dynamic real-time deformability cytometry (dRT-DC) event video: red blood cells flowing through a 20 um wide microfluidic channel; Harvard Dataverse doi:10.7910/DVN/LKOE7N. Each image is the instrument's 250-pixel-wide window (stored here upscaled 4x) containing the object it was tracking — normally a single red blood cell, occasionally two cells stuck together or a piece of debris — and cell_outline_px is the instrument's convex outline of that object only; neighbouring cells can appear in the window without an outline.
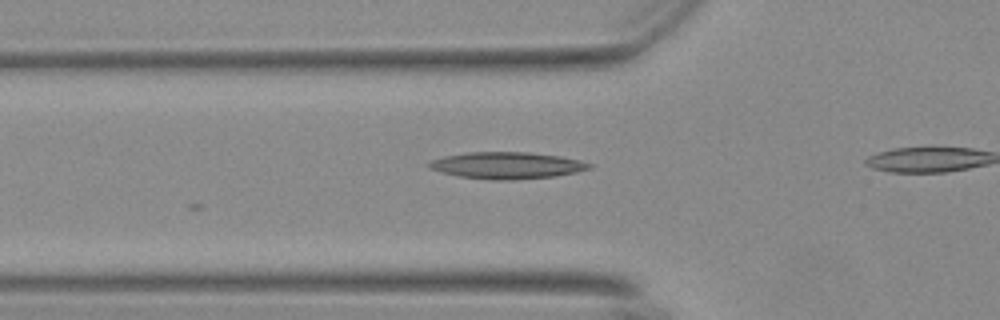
{"species": "Egyptian fruit bat (a non-hibernating species)", "species_latin": "Rousettus aegyptiacus", "temperature_condition": "warm", "stored_images_in_passage": 9, "camera_frame_rate_fps": 3000, "um_per_image_px": 0.085, "animal": {"sex": "female"}, "frame": {"image": 1, "passage_image": 3, "time_ms": 0.667, "image_size_px": [1000, 320], "cell_outline_px": [[592, 168], [576, 172], [552, 176], [508, 180], [492, 180], [456, 176], [428, 168], [428, 164], [432, 160], [444, 156], [468, 152], [528, 152], [560, 156], [580, 160], [592, 164]], "centroid_in_image_um": [43.07, 14.05], "position_along_channel_um": 82.7, "area_um2": 24.85}}
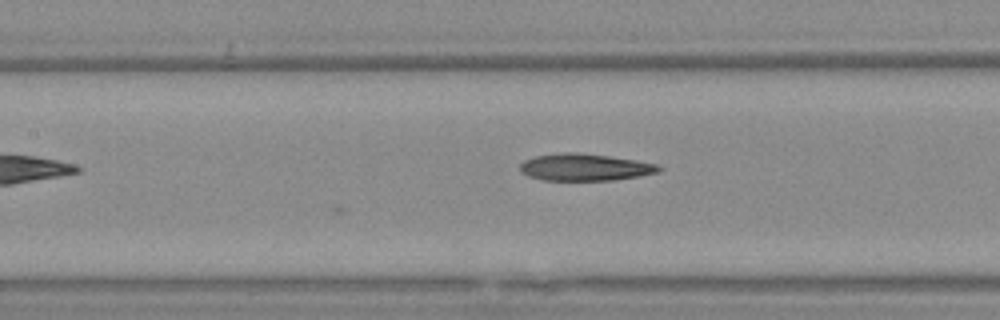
{"frame": {"image": 2, "passage_image": 9, "time_ms": 2.667, "image_size_px": [1000, 320], "cell_outline_px": [[660, 168], [656, 172], [636, 176], [612, 180], [544, 180], [528, 176], [520, 172], [520, 164], [524, 160], [536, 156], [564, 152], [576, 152], [608, 156], [656, 164]], "centroid_in_image_um": [49.61, 14.21], "position_along_channel_um": 157.8, "area_um2": 21.39}}